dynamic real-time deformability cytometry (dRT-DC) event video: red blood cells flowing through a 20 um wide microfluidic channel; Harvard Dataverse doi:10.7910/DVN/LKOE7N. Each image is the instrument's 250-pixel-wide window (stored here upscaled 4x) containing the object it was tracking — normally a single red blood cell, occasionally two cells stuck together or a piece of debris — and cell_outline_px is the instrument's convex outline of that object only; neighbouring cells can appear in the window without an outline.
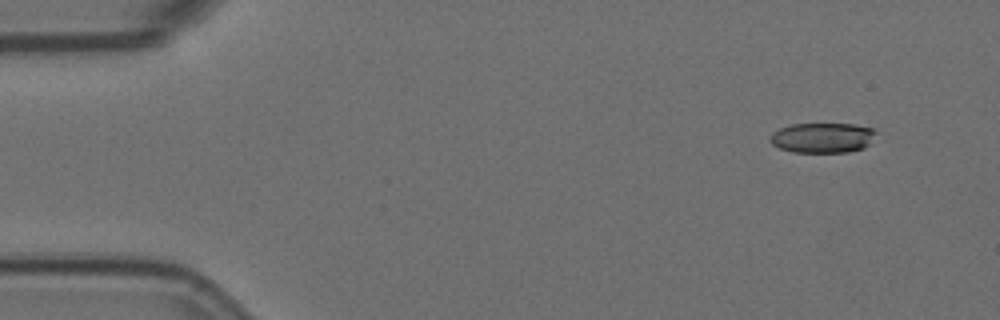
{"species": "Egyptian fruit bat (a non-hibernating species)", "species_latin": "Rousettus aegyptiacus", "temperature_condition": "room temperature", "stored_images_in_passage": 5, "camera_frame_rate_fps": 3000, "um_per_image_px": 0.085, "animal": {"sex": "female"}, "frame": {"image": 1, "passage_image": 1, "time_ms": 0.0, "image_size_px": [1000, 320], "cell_outline_px": [[876, 132], [868, 144], [864, 148], [848, 152], [792, 152], [780, 148], [772, 144], [768, 140], [772, 132], [780, 128], [792, 124], [856, 124], [872, 128]], "centroid_in_image_um": [69.88, 11.71], "position_along_channel_um": 15.1, "area_um2": 18.55}}
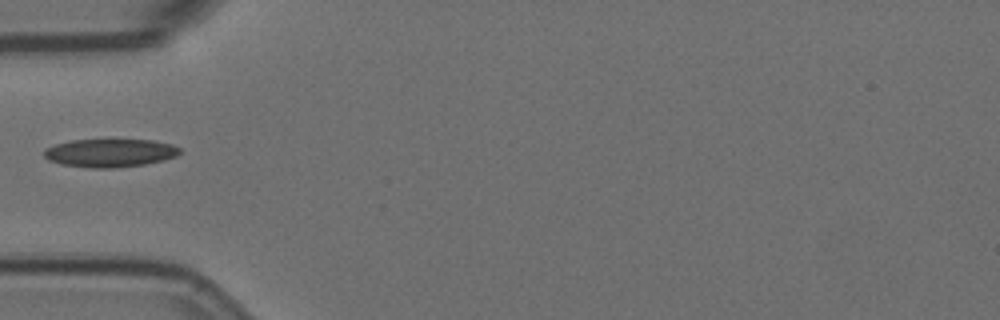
{"frame": {"image": 2, "passage_image": 4, "time_ms": 1.0, "image_size_px": [1000, 320], "cell_outline_px": [[180, 152], [176, 156], [144, 164], [112, 168], [92, 168], [60, 164], [48, 160], [44, 156], [44, 148], [56, 144], [72, 140], [152, 140], [172, 144], [180, 148]], "centroid_in_image_um": [9.31, 13.0], "position_along_channel_um": 75.7, "area_um2": 22.14}}
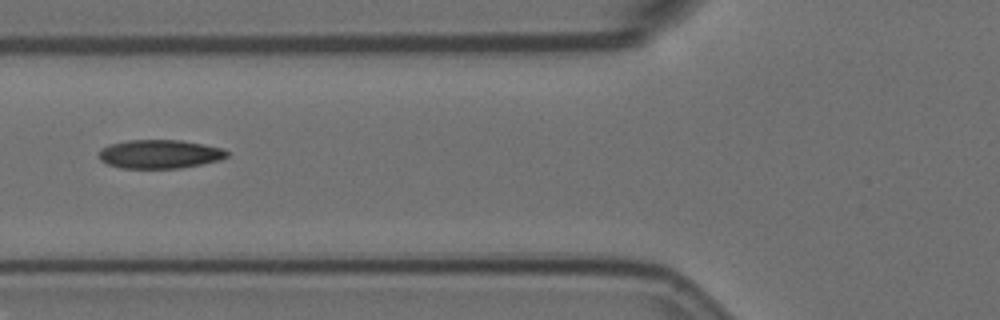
{"frame": {"image": 3, "passage_image": 5, "time_ms": 1.333, "image_size_px": [1000, 320], "cell_outline_px": [[228, 156], [220, 160], [180, 168], [120, 168], [108, 164], [100, 160], [100, 148], [108, 144], [128, 140], [180, 140], [204, 144], [224, 148], [228, 152]], "centroid_in_image_um": [13.58, 13.09], "position_along_channel_um": 112.2, "area_um2": 21.5}}